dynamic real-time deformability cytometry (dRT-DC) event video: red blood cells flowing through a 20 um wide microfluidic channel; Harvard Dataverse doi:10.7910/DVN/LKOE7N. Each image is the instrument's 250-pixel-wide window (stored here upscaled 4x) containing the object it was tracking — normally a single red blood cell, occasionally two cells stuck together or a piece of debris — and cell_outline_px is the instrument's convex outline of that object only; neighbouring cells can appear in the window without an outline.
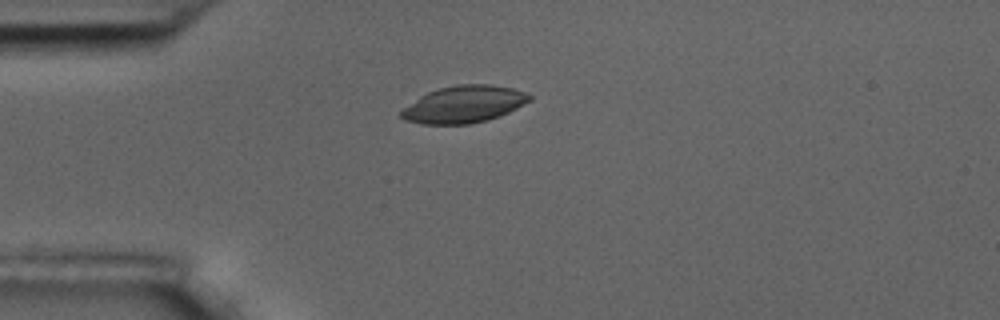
{"species": "common noctule bat (a hibernating species)", "species_latin": "Nyctalus noctula", "temperature_condition": "room temperature", "stored_images_in_passage": 9, "camera_frame_rate_fps": 3000, "um_per_image_px": 0.085, "animal": {"sex": "male", "body_mass_g": 17.5, "forearm_length_mm": 52.3}, "frame": {"image": 1, "passage_image": 2, "time_ms": 1.333, "image_size_px": [1000, 320], "cell_outline_px": [[532, 100], [500, 116], [488, 120], [472, 124], [420, 124], [404, 120], [400, 116], [400, 112], [404, 108], [420, 96], [428, 92], [440, 88], [456, 84], [492, 84], [512, 88], [524, 92], [532, 96]], "centroid_in_image_um": [39.44, 8.87], "position_along_channel_um": 45.6, "area_um2": 27.74}}
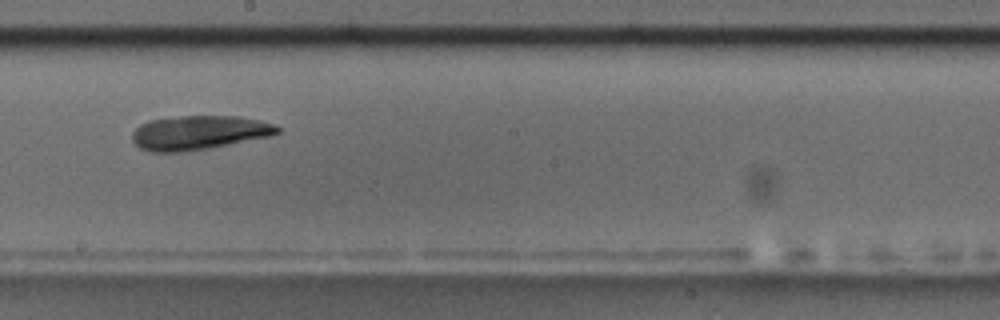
{"frame": {"image": 2, "passage_image": 7, "time_ms": 7.0, "image_size_px": [1000, 320], "cell_outline_px": [[280, 132], [272, 136], [208, 148], [184, 152], [152, 152], [140, 148], [132, 140], [132, 132], [140, 124], [148, 120], [180, 116], [240, 116], [260, 120], [272, 124], [280, 128]], "centroid_in_image_um": [16.9, 11.27], "position_along_channel_um": 231.3, "area_um2": 28.96}}
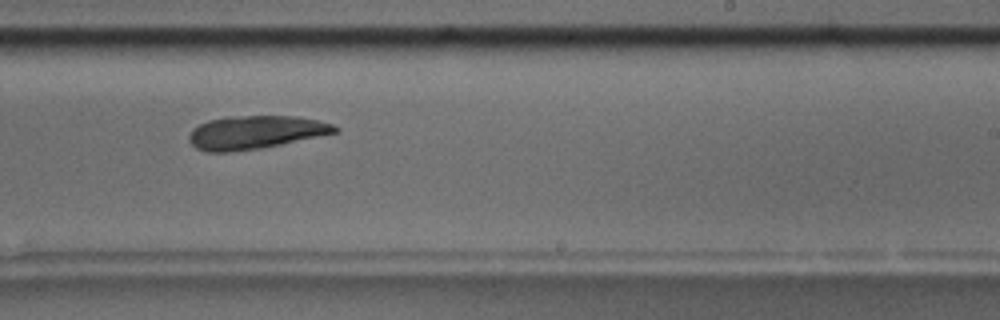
{"frame": {"image": 3, "passage_image": 8, "time_ms": 8.0, "image_size_px": [1000, 320], "cell_outline_px": [[340, 128], [336, 132], [280, 144], [260, 148], [228, 152], [208, 152], [196, 148], [188, 140], [188, 136], [192, 128], [208, 120], [228, 116], [296, 116], [320, 120], [332, 124]], "centroid_in_image_um": [21.67, 11.24], "position_along_channel_um": 267.3, "area_um2": 28.15}}